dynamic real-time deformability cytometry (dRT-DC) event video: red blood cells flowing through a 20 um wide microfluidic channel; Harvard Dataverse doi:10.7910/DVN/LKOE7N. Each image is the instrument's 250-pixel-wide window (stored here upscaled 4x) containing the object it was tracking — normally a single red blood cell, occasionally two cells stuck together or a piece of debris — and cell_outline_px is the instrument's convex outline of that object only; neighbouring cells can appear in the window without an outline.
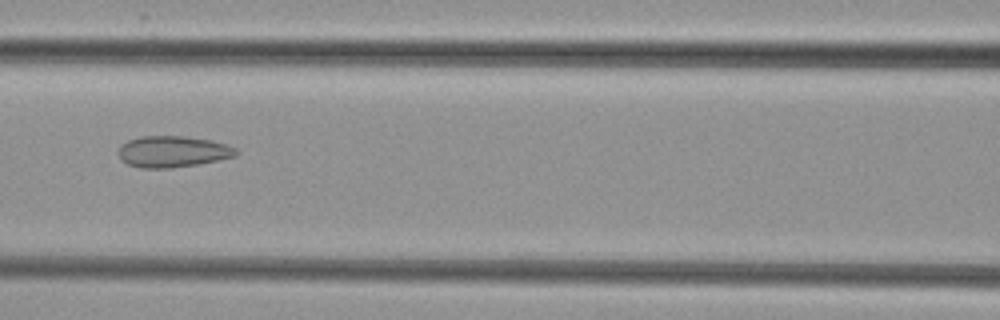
{"species": "common noctule bat (a hibernating species)", "species_latin": "Nyctalus noctula", "temperature_condition": "cold", "stored_images_in_passage": 3, "camera_frame_rate_fps": 3000, "um_per_image_px": 0.085, "animal": {"sex": "female", "body_mass_g": 29.2, "forearm_length_mm": 56.3}, "frame": {"image": 1, "passage_image": 3, "time_ms": 2.0, "image_size_px": [1000, 320], "cell_outline_px": [[236, 156], [196, 164], [172, 168], [140, 168], [128, 164], [120, 160], [120, 144], [128, 140], [140, 136], [184, 136], [212, 140], [236, 148]], "centroid_in_image_um": [14.64, 12.88], "position_along_channel_um": 152.0, "area_um2": 21.33}}